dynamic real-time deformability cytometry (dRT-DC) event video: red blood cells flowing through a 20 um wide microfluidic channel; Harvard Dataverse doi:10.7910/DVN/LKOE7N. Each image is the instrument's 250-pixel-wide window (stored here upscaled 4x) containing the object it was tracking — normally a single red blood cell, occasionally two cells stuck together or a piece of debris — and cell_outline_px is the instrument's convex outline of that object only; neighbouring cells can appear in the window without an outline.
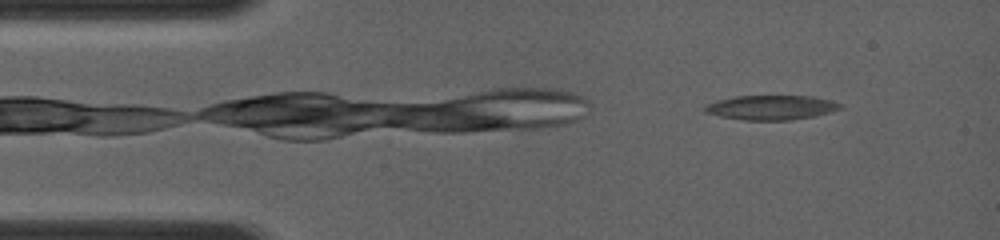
{"species": "common noctule bat (a hibernating species)", "species_latin": "Nyctalus noctula", "temperature_condition": "room temperature", "stored_images_in_passage": 7, "camera_frame_rate_fps": 4000, "um_per_image_px": 0.085, "animal": {"sex": "female", "body_mass_g": 19.0, "forearm_length_mm": 56.7}, "frame": {"image": 1, "passage_image": 2, "time_ms": 1.0, "image_size_px": [1000, 240], "cell_outline_px": [[844, 104], [840, 108], [828, 112], [812, 116], [792, 120], [744, 120], [720, 116], [704, 112], [704, 104], [716, 100], [736, 96], [812, 96], [832, 100]], "centroid_in_image_um": [65.52, 9.13], "position_along_channel_um": 19.5, "area_um2": 19.36}}
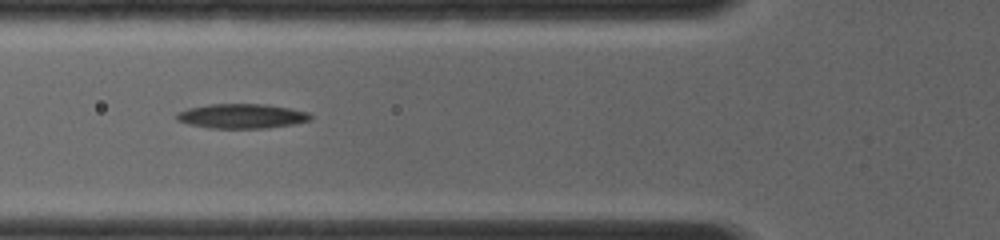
{"frame": {"image": 2, "passage_image": 6, "time_ms": 4.5, "image_size_px": [1000, 240], "cell_outline_px": [[312, 120], [292, 124], [268, 128], [208, 128], [188, 124], [176, 120], [176, 112], [188, 108], [208, 104], [264, 104], [288, 108], [308, 112], [312, 116]], "centroid_in_image_um": [20.52, 9.87], "position_along_channel_um": 105.3, "area_um2": 19.25}}
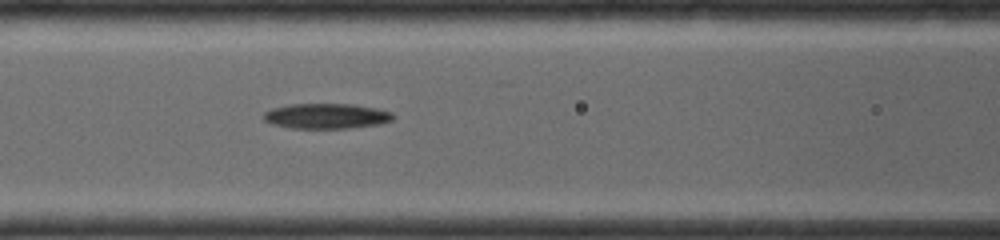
{"frame": {"image": 3, "passage_image": 7, "time_ms": 5.25, "image_size_px": [1000, 240], "cell_outline_px": [[396, 116], [392, 120], [380, 124], [352, 128], [292, 128], [272, 124], [264, 120], [264, 112], [272, 108], [288, 104], [356, 104], [376, 108], [392, 112]], "centroid_in_image_um": [27.77, 9.86], "position_along_channel_um": 138.8, "area_um2": 19.19}}